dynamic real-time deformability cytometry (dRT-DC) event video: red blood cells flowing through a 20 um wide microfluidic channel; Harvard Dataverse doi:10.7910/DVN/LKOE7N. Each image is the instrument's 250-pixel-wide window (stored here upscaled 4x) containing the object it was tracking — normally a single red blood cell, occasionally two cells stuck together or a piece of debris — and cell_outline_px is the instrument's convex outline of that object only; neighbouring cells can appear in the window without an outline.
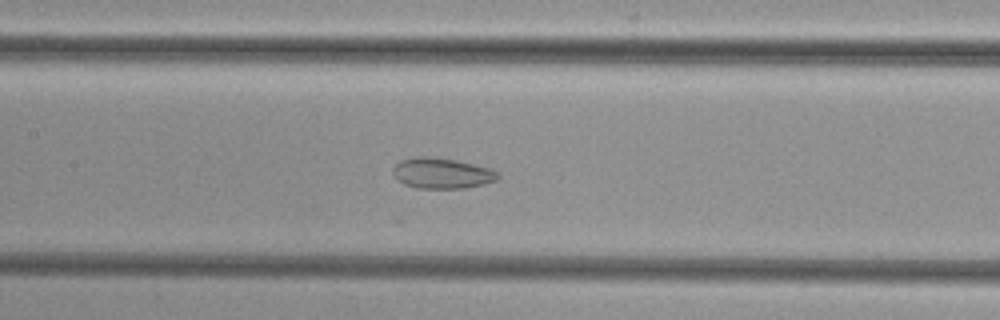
{"species": "common noctule bat (a hibernating species)", "species_latin": "Nyctalus noctula", "temperature_condition": "cold", "stored_images_in_passage": 46, "camera_frame_rate_fps": 3000, "um_per_image_px": 0.085, "animal": {"sex": "female", "body_mass_g": 29.2, "forearm_length_mm": 56.3}, "frame": {"image": 1, "passage_image": 19, "time_ms": 6.0, "image_size_px": [1000, 320], "cell_outline_px": [[500, 176], [496, 180], [484, 184], [464, 188], [416, 188], [404, 184], [396, 180], [392, 172], [392, 168], [400, 160], [416, 156], [428, 156], [456, 160], [492, 168]], "centroid_in_image_um": [37.53, 14.72], "position_along_channel_um": 169.9, "area_um2": 18.9}}
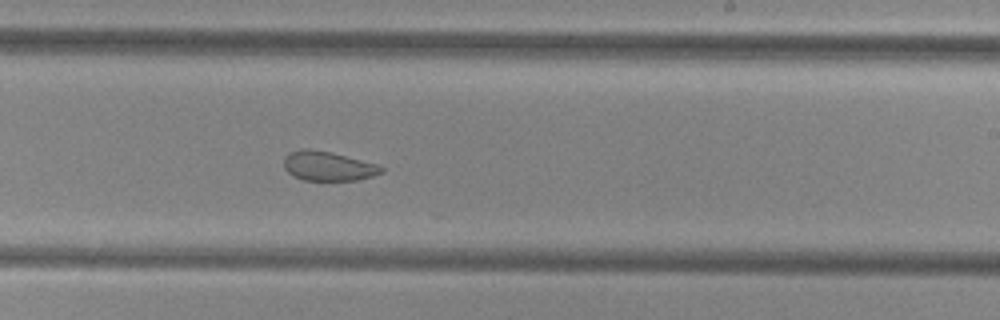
{"frame": {"image": 2, "passage_image": 26, "time_ms": 8.333, "image_size_px": [1000, 320], "cell_outline_px": [[384, 172], [360, 180], [304, 180], [292, 176], [284, 168], [284, 156], [288, 152], [308, 148], [332, 152], [376, 164], [384, 168]], "centroid_in_image_um": [27.87, 14.12], "position_along_channel_um": 261.1, "area_um2": 16.76}}
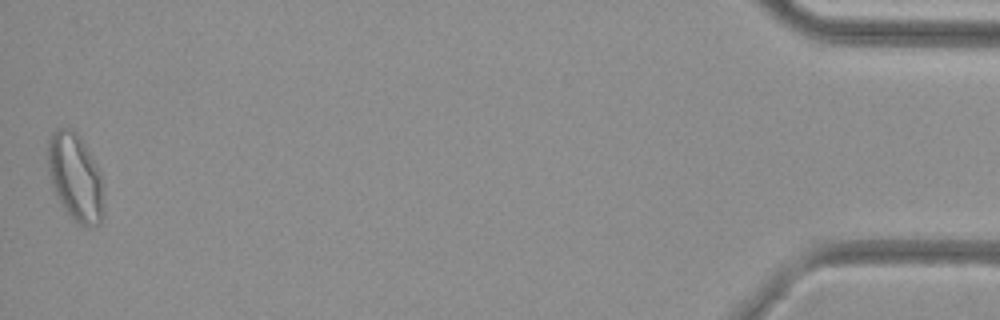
{"frame": {"image": 3, "passage_image": 46, "time_ms": 15.0, "image_size_px": [1000, 320], "cell_outline_px": [[104, 216], [100, 224], [92, 228], [88, 228], [72, 220], [60, 204], [52, 188], [48, 172], [48, 140], [52, 132], [56, 128], [72, 128], [80, 136], [100, 172], [104, 188]], "centroid_in_image_um": [6.42, 15.12], "position_along_channel_um": 428.8, "area_um2": 29.25}}